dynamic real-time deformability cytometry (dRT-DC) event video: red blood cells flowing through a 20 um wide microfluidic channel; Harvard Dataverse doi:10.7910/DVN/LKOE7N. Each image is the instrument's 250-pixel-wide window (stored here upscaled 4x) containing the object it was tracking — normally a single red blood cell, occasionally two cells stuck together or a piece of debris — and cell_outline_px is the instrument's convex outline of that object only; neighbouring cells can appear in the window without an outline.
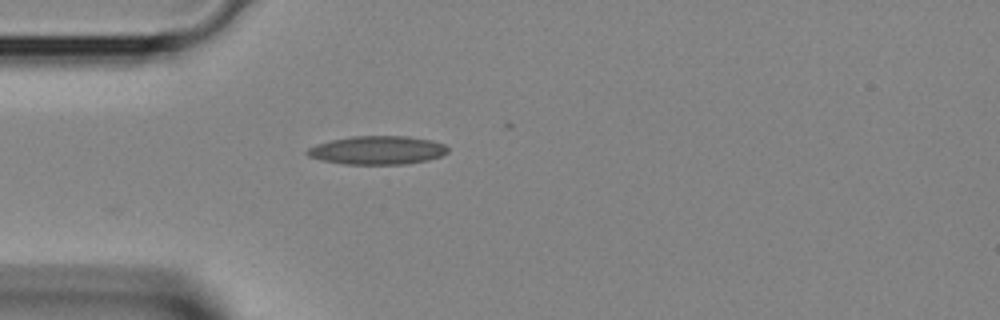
{"species": "Egyptian fruit bat (a non-hibernating species)", "species_latin": "Rousettus aegyptiacus", "temperature_condition": "room temperature", "stored_images_in_passage": 29, "camera_frame_rate_fps": 3000, "um_per_image_px": 0.085, "animal": {"sex": "female"}, "frame": {"image": 1, "passage_image": 1, "time_ms": 0.0, "image_size_px": [1000, 320], "cell_outline_px": [[448, 152], [440, 156], [428, 160], [404, 164], [344, 164], [324, 160], [308, 156], [304, 152], [308, 148], [316, 144], [332, 140], [352, 136], [408, 136], [432, 140], [444, 144], [448, 148]], "centroid_in_image_um": [32.08, 12.76], "position_along_channel_um": 52.9, "area_um2": 23.29}}
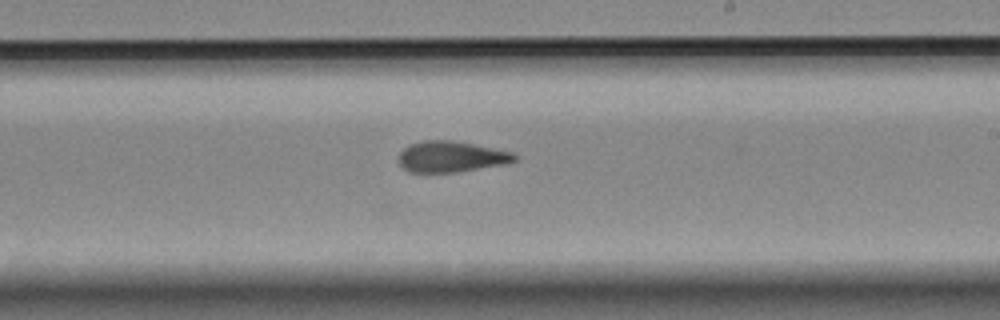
{"frame": {"image": 2, "passage_image": 13, "time_ms": 4.0, "image_size_px": [1000, 320], "cell_outline_px": [[520, 156], [516, 160], [508, 164], [456, 172], [408, 172], [396, 160], [400, 152], [408, 144], [424, 140], [448, 140], [472, 144], [512, 152]], "centroid_in_image_um": [38.34, 13.32], "position_along_channel_um": 250.7, "area_um2": 21.04}}
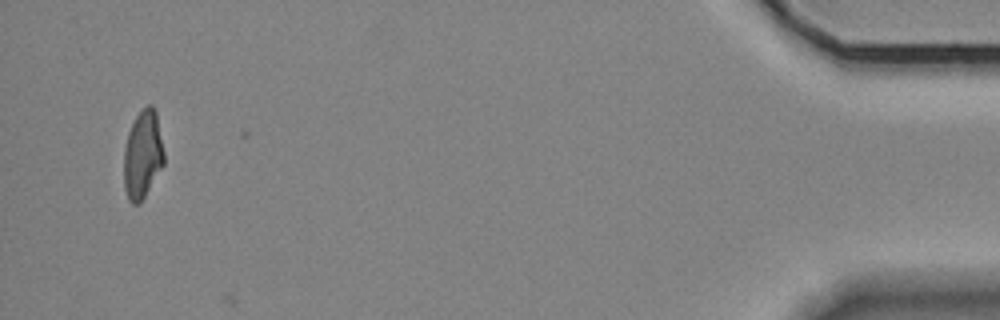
{"frame": {"image": 3, "passage_image": 28, "time_ms": 9.0, "image_size_px": [1000, 320], "cell_outline_px": [[164, 164], [140, 204], [132, 204], [128, 200], [124, 188], [124, 148], [128, 132], [136, 116], [148, 104], [152, 104], [156, 112], [164, 152]], "centroid_in_image_um": [12.12, 13.17], "position_along_channel_um": 423.1, "area_um2": 20.63}}